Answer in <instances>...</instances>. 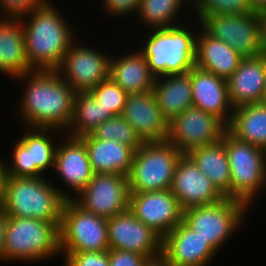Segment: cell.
I'll list each match as a JSON object with an SVG mask.
<instances>
[{"instance_id": "1", "label": "cell", "mask_w": 266, "mask_h": 266, "mask_svg": "<svg viewBox=\"0 0 266 266\" xmlns=\"http://www.w3.org/2000/svg\"><path fill=\"white\" fill-rule=\"evenodd\" d=\"M15 79L26 82L18 103L19 115L25 122L23 127L55 128L65 132L72 120L76 92L58 71L33 70Z\"/></svg>"}, {"instance_id": "2", "label": "cell", "mask_w": 266, "mask_h": 266, "mask_svg": "<svg viewBox=\"0 0 266 266\" xmlns=\"http://www.w3.org/2000/svg\"><path fill=\"white\" fill-rule=\"evenodd\" d=\"M53 4L46 0L20 18L26 56L33 70H57L76 37L68 19Z\"/></svg>"}, {"instance_id": "3", "label": "cell", "mask_w": 266, "mask_h": 266, "mask_svg": "<svg viewBox=\"0 0 266 266\" xmlns=\"http://www.w3.org/2000/svg\"><path fill=\"white\" fill-rule=\"evenodd\" d=\"M44 177L6 175L2 209L8 216L54 222L60 226L65 191Z\"/></svg>"}, {"instance_id": "4", "label": "cell", "mask_w": 266, "mask_h": 266, "mask_svg": "<svg viewBox=\"0 0 266 266\" xmlns=\"http://www.w3.org/2000/svg\"><path fill=\"white\" fill-rule=\"evenodd\" d=\"M182 23L167 28L149 29L144 47L138 50L146 58L155 76L188 73L195 67L196 36L199 29ZM195 28V30H194ZM195 31V32H194ZM149 34V35H148ZM148 36V37H147Z\"/></svg>"}, {"instance_id": "5", "label": "cell", "mask_w": 266, "mask_h": 266, "mask_svg": "<svg viewBox=\"0 0 266 266\" xmlns=\"http://www.w3.org/2000/svg\"><path fill=\"white\" fill-rule=\"evenodd\" d=\"M59 253L57 224L40 219L8 216L3 249L5 262L37 263L48 257L52 259L57 255L61 256Z\"/></svg>"}, {"instance_id": "6", "label": "cell", "mask_w": 266, "mask_h": 266, "mask_svg": "<svg viewBox=\"0 0 266 266\" xmlns=\"http://www.w3.org/2000/svg\"><path fill=\"white\" fill-rule=\"evenodd\" d=\"M182 155L183 153L168 141L144 142L135 151L127 176L130 193L170 189Z\"/></svg>"}, {"instance_id": "7", "label": "cell", "mask_w": 266, "mask_h": 266, "mask_svg": "<svg viewBox=\"0 0 266 266\" xmlns=\"http://www.w3.org/2000/svg\"><path fill=\"white\" fill-rule=\"evenodd\" d=\"M197 25L209 36L226 43L243 58L266 52L263 14H212L202 16Z\"/></svg>"}, {"instance_id": "8", "label": "cell", "mask_w": 266, "mask_h": 266, "mask_svg": "<svg viewBox=\"0 0 266 266\" xmlns=\"http://www.w3.org/2000/svg\"><path fill=\"white\" fill-rule=\"evenodd\" d=\"M224 146L231 172V199L249 207L254 204L261 188L266 187V150L239 141L227 131L224 133Z\"/></svg>"}, {"instance_id": "9", "label": "cell", "mask_w": 266, "mask_h": 266, "mask_svg": "<svg viewBox=\"0 0 266 266\" xmlns=\"http://www.w3.org/2000/svg\"><path fill=\"white\" fill-rule=\"evenodd\" d=\"M249 207L238 200L224 198L207 206H197L183 211L182 221L198 232L219 252L224 244L241 228ZM228 239V240H227Z\"/></svg>"}, {"instance_id": "10", "label": "cell", "mask_w": 266, "mask_h": 266, "mask_svg": "<svg viewBox=\"0 0 266 266\" xmlns=\"http://www.w3.org/2000/svg\"><path fill=\"white\" fill-rule=\"evenodd\" d=\"M108 219L85 211L73 199H66L59 226L61 252L109 251Z\"/></svg>"}, {"instance_id": "11", "label": "cell", "mask_w": 266, "mask_h": 266, "mask_svg": "<svg viewBox=\"0 0 266 266\" xmlns=\"http://www.w3.org/2000/svg\"><path fill=\"white\" fill-rule=\"evenodd\" d=\"M24 135L17 140L10 164H5L6 175L12 177H45L53 169L58 144L52 139L55 133L65 132L55 128H25ZM55 131V132H54ZM53 136H52V134ZM13 163V164H12ZM52 167V168H51Z\"/></svg>"}, {"instance_id": "12", "label": "cell", "mask_w": 266, "mask_h": 266, "mask_svg": "<svg viewBox=\"0 0 266 266\" xmlns=\"http://www.w3.org/2000/svg\"><path fill=\"white\" fill-rule=\"evenodd\" d=\"M128 177L94 173L86 187L73 200L85 211L110 219L129 208Z\"/></svg>"}, {"instance_id": "13", "label": "cell", "mask_w": 266, "mask_h": 266, "mask_svg": "<svg viewBox=\"0 0 266 266\" xmlns=\"http://www.w3.org/2000/svg\"><path fill=\"white\" fill-rule=\"evenodd\" d=\"M227 131L216 116L196 107H189L168 123L167 141L181 153L217 142Z\"/></svg>"}, {"instance_id": "14", "label": "cell", "mask_w": 266, "mask_h": 266, "mask_svg": "<svg viewBox=\"0 0 266 266\" xmlns=\"http://www.w3.org/2000/svg\"><path fill=\"white\" fill-rule=\"evenodd\" d=\"M99 51L72 42L57 71L75 92H88L109 78L111 56Z\"/></svg>"}, {"instance_id": "15", "label": "cell", "mask_w": 266, "mask_h": 266, "mask_svg": "<svg viewBox=\"0 0 266 266\" xmlns=\"http://www.w3.org/2000/svg\"><path fill=\"white\" fill-rule=\"evenodd\" d=\"M129 210L162 239L182 221L183 217L178 199L170 189L130 193Z\"/></svg>"}, {"instance_id": "16", "label": "cell", "mask_w": 266, "mask_h": 266, "mask_svg": "<svg viewBox=\"0 0 266 266\" xmlns=\"http://www.w3.org/2000/svg\"><path fill=\"white\" fill-rule=\"evenodd\" d=\"M107 234L110 249L139 253L147 259L162 254V238L129 208L108 219Z\"/></svg>"}, {"instance_id": "17", "label": "cell", "mask_w": 266, "mask_h": 266, "mask_svg": "<svg viewBox=\"0 0 266 266\" xmlns=\"http://www.w3.org/2000/svg\"><path fill=\"white\" fill-rule=\"evenodd\" d=\"M170 190L183 211L224 199L187 154H183L178 161Z\"/></svg>"}, {"instance_id": "18", "label": "cell", "mask_w": 266, "mask_h": 266, "mask_svg": "<svg viewBox=\"0 0 266 266\" xmlns=\"http://www.w3.org/2000/svg\"><path fill=\"white\" fill-rule=\"evenodd\" d=\"M62 134L61 143L58 144L53 169L58 179L68 187L65 191L66 199H73L90 182L93 170L88 159L87 148L80 138ZM66 141V142H65ZM69 190L71 194H69ZM74 195H73V194Z\"/></svg>"}, {"instance_id": "19", "label": "cell", "mask_w": 266, "mask_h": 266, "mask_svg": "<svg viewBox=\"0 0 266 266\" xmlns=\"http://www.w3.org/2000/svg\"><path fill=\"white\" fill-rule=\"evenodd\" d=\"M218 251L181 221L162 239V255L173 266H210Z\"/></svg>"}, {"instance_id": "20", "label": "cell", "mask_w": 266, "mask_h": 266, "mask_svg": "<svg viewBox=\"0 0 266 266\" xmlns=\"http://www.w3.org/2000/svg\"><path fill=\"white\" fill-rule=\"evenodd\" d=\"M122 116L143 142L167 141L169 122L163 117L152 90L129 94Z\"/></svg>"}, {"instance_id": "21", "label": "cell", "mask_w": 266, "mask_h": 266, "mask_svg": "<svg viewBox=\"0 0 266 266\" xmlns=\"http://www.w3.org/2000/svg\"><path fill=\"white\" fill-rule=\"evenodd\" d=\"M192 84V106L219 118L226 126L234 108L231 105L227 80L194 67L189 71Z\"/></svg>"}, {"instance_id": "22", "label": "cell", "mask_w": 266, "mask_h": 266, "mask_svg": "<svg viewBox=\"0 0 266 266\" xmlns=\"http://www.w3.org/2000/svg\"><path fill=\"white\" fill-rule=\"evenodd\" d=\"M266 77V52L242 58L238 68L227 79L228 94L233 108L261 103Z\"/></svg>"}, {"instance_id": "23", "label": "cell", "mask_w": 266, "mask_h": 266, "mask_svg": "<svg viewBox=\"0 0 266 266\" xmlns=\"http://www.w3.org/2000/svg\"><path fill=\"white\" fill-rule=\"evenodd\" d=\"M30 71L21 19L0 18V72L15 79Z\"/></svg>"}, {"instance_id": "24", "label": "cell", "mask_w": 266, "mask_h": 266, "mask_svg": "<svg viewBox=\"0 0 266 266\" xmlns=\"http://www.w3.org/2000/svg\"><path fill=\"white\" fill-rule=\"evenodd\" d=\"M80 139L85 143L94 173L128 176L135 154L134 149L114 140L93 139L90 135L82 136Z\"/></svg>"}, {"instance_id": "25", "label": "cell", "mask_w": 266, "mask_h": 266, "mask_svg": "<svg viewBox=\"0 0 266 266\" xmlns=\"http://www.w3.org/2000/svg\"><path fill=\"white\" fill-rule=\"evenodd\" d=\"M131 52L110 58L109 77L128 95L149 92L156 77L150 72L142 53L139 50Z\"/></svg>"}, {"instance_id": "26", "label": "cell", "mask_w": 266, "mask_h": 266, "mask_svg": "<svg viewBox=\"0 0 266 266\" xmlns=\"http://www.w3.org/2000/svg\"><path fill=\"white\" fill-rule=\"evenodd\" d=\"M199 29L196 36L195 67L227 80L243 57L226 43L209 36L200 27Z\"/></svg>"}, {"instance_id": "27", "label": "cell", "mask_w": 266, "mask_h": 266, "mask_svg": "<svg viewBox=\"0 0 266 266\" xmlns=\"http://www.w3.org/2000/svg\"><path fill=\"white\" fill-rule=\"evenodd\" d=\"M187 155L198 169L207 176L217 191L231 199V172L228 155L224 146V134L220 140L196 147Z\"/></svg>"}, {"instance_id": "28", "label": "cell", "mask_w": 266, "mask_h": 266, "mask_svg": "<svg viewBox=\"0 0 266 266\" xmlns=\"http://www.w3.org/2000/svg\"><path fill=\"white\" fill-rule=\"evenodd\" d=\"M152 91L163 117L168 122L192 106L189 72L156 77Z\"/></svg>"}, {"instance_id": "29", "label": "cell", "mask_w": 266, "mask_h": 266, "mask_svg": "<svg viewBox=\"0 0 266 266\" xmlns=\"http://www.w3.org/2000/svg\"><path fill=\"white\" fill-rule=\"evenodd\" d=\"M227 132L239 141L266 150V103L234 108Z\"/></svg>"}, {"instance_id": "30", "label": "cell", "mask_w": 266, "mask_h": 266, "mask_svg": "<svg viewBox=\"0 0 266 266\" xmlns=\"http://www.w3.org/2000/svg\"><path fill=\"white\" fill-rule=\"evenodd\" d=\"M112 117L111 112H105L89 92H76L72 120L64 134L75 138L89 135L103 121Z\"/></svg>"}, {"instance_id": "31", "label": "cell", "mask_w": 266, "mask_h": 266, "mask_svg": "<svg viewBox=\"0 0 266 266\" xmlns=\"http://www.w3.org/2000/svg\"><path fill=\"white\" fill-rule=\"evenodd\" d=\"M185 2L191 5L188 0H140L136 11L138 21L143 22L146 29L177 25L182 14L179 12L185 7Z\"/></svg>"}, {"instance_id": "32", "label": "cell", "mask_w": 266, "mask_h": 266, "mask_svg": "<svg viewBox=\"0 0 266 266\" xmlns=\"http://www.w3.org/2000/svg\"><path fill=\"white\" fill-rule=\"evenodd\" d=\"M89 135L93 139L114 140L123 143L135 151L144 143L122 115L103 121Z\"/></svg>"}, {"instance_id": "33", "label": "cell", "mask_w": 266, "mask_h": 266, "mask_svg": "<svg viewBox=\"0 0 266 266\" xmlns=\"http://www.w3.org/2000/svg\"><path fill=\"white\" fill-rule=\"evenodd\" d=\"M88 92L105 112H111L113 116L122 115L128 94L110 77Z\"/></svg>"}, {"instance_id": "34", "label": "cell", "mask_w": 266, "mask_h": 266, "mask_svg": "<svg viewBox=\"0 0 266 266\" xmlns=\"http://www.w3.org/2000/svg\"><path fill=\"white\" fill-rule=\"evenodd\" d=\"M197 19L212 14L245 15L253 13L247 0H195L191 5Z\"/></svg>"}, {"instance_id": "35", "label": "cell", "mask_w": 266, "mask_h": 266, "mask_svg": "<svg viewBox=\"0 0 266 266\" xmlns=\"http://www.w3.org/2000/svg\"><path fill=\"white\" fill-rule=\"evenodd\" d=\"M64 266H111L108 251L61 252Z\"/></svg>"}, {"instance_id": "36", "label": "cell", "mask_w": 266, "mask_h": 266, "mask_svg": "<svg viewBox=\"0 0 266 266\" xmlns=\"http://www.w3.org/2000/svg\"><path fill=\"white\" fill-rule=\"evenodd\" d=\"M46 0H0L1 18H18L41 6ZM5 13V14H4Z\"/></svg>"}, {"instance_id": "37", "label": "cell", "mask_w": 266, "mask_h": 266, "mask_svg": "<svg viewBox=\"0 0 266 266\" xmlns=\"http://www.w3.org/2000/svg\"><path fill=\"white\" fill-rule=\"evenodd\" d=\"M108 259L111 266H143L147 260L144 255L139 253L119 249H110Z\"/></svg>"}, {"instance_id": "38", "label": "cell", "mask_w": 266, "mask_h": 266, "mask_svg": "<svg viewBox=\"0 0 266 266\" xmlns=\"http://www.w3.org/2000/svg\"><path fill=\"white\" fill-rule=\"evenodd\" d=\"M103 9L107 16L115 15L116 18L129 14H136L140 0H102Z\"/></svg>"}, {"instance_id": "39", "label": "cell", "mask_w": 266, "mask_h": 266, "mask_svg": "<svg viewBox=\"0 0 266 266\" xmlns=\"http://www.w3.org/2000/svg\"><path fill=\"white\" fill-rule=\"evenodd\" d=\"M8 215L1 208L0 209V261H4L3 249H4V240H5V231L7 225Z\"/></svg>"}, {"instance_id": "40", "label": "cell", "mask_w": 266, "mask_h": 266, "mask_svg": "<svg viewBox=\"0 0 266 266\" xmlns=\"http://www.w3.org/2000/svg\"><path fill=\"white\" fill-rule=\"evenodd\" d=\"M143 266H173L162 254L159 256L149 258L144 263Z\"/></svg>"}, {"instance_id": "41", "label": "cell", "mask_w": 266, "mask_h": 266, "mask_svg": "<svg viewBox=\"0 0 266 266\" xmlns=\"http://www.w3.org/2000/svg\"><path fill=\"white\" fill-rule=\"evenodd\" d=\"M6 162L0 156V209L2 208L3 204V197H4V183L6 177Z\"/></svg>"}, {"instance_id": "42", "label": "cell", "mask_w": 266, "mask_h": 266, "mask_svg": "<svg viewBox=\"0 0 266 266\" xmlns=\"http://www.w3.org/2000/svg\"><path fill=\"white\" fill-rule=\"evenodd\" d=\"M253 13L265 14L266 13V0H247Z\"/></svg>"}, {"instance_id": "43", "label": "cell", "mask_w": 266, "mask_h": 266, "mask_svg": "<svg viewBox=\"0 0 266 266\" xmlns=\"http://www.w3.org/2000/svg\"><path fill=\"white\" fill-rule=\"evenodd\" d=\"M263 103H266V77H265V84H264V92H263Z\"/></svg>"}, {"instance_id": "44", "label": "cell", "mask_w": 266, "mask_h": 266, "mask_svg": "<svg viewBox=\"0 0 266 266\" xmlns=\"http://www.w3.org/2000/svg\"><path fill=\"white\" fill-rule=\"evenodd\" d=\"M264 31H265V45H266V13L264 14Z\"/></svg>"}, {"instance_id": "45", "label": "cell", "mask_w": 266, "mask_h": 266, "mask_svg": "<svg viewBox=\"0 0 266 266\" xmlns=\"http://www.w3.org/2000/svg\"><path fill=\"white\" fill-rule=\"evenodd\" d=\"M189 3L192 5L194 3L195 0H188Z\"/></svg>"}]
</instances>
